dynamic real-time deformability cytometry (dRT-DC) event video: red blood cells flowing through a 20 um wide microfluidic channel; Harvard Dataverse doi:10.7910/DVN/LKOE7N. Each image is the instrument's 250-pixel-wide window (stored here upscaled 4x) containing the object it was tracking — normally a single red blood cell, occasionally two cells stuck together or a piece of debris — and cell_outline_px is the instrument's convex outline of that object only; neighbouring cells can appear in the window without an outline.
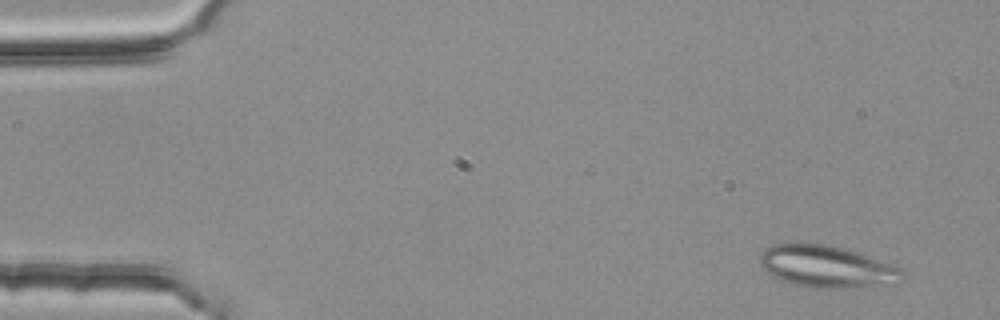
{"species": "common noctule bat (a hibernating species)", "species_latin": "Nyctalus noctula", "temperature_condition": "room temperature", "stored_images_in_passage": 5, "camera_frame_rate_fps": 3000, "um_per_image_px": 0.085, "animal": {"sex": "female", "body_mass_g": 25.1}, "frame": {"image": 1, "passage_image": 1, "time_ms": 0.0, "image_size_px": [1000, 320], "cell_outline_px": [[908, 276], [896, 284], [844, 288], [808, 288], [792, 284], [780, 280], [772, 276], [760, 264], [760, 256], [772, 244], [824, 244], [844, 248], [892, 264], [908, 272]], "centroid_in_image_um": [70.36, 22.69], "position_along_channel_um": 14.6, "area_um2": 34.97}}